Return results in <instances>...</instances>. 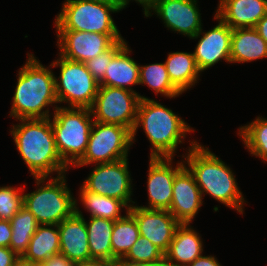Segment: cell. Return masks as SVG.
Segmentation results:
<instances>
[{
    "label": "cell",
    "instance_id": "cell-1",
    "mask_svg": "<svg viewBox=\"0 0 267 266\" xmlns=\"http://www.w3.org/2000/svg\"><path fill=\"white\" fill-rule=\"evenodd\" d=\"M187 150L181 156L201 190L202 197L209 194L216 201L243 215L247 201L230 166L211 152L209 147H204L196 140L190 141Z\"/></svg>",
    "mask_w": 267,
    "mask_h": 266
},
{
    "label": "cell",
    "instance_id": "cell-2",
    "mask_svg": "<svg viewBox=\"0 0 267 266\" xmlns=\"http://www.w3.org/2000/svg\"><path fill=\"white\" fill-rule=\"evenodd\" d=\"M27 55V61L17 71V84L9 113L16 121L49 118L52 115L49 107L54 106V111L59 107L55 105L58 104V100L51 64L45 67L34 54Z\"/></svg>",
    "mask_w": 267,
    "mask_h": 266
},
{
    "label": "cell",
    "instance_id": "cell-3",
    "mask_svg": "<svg viewBox=\"0 0 267 266\" xmlns=\"http://www.w3.org/2000/svg\"><path fill=\"white\" fill-rule=\"evenodd\" d=\"M10 129L16 149L33 177L67 174L68 167L56 148L51 117L45 119H17ZM66 172V173H65Z\"/></svg>",
    "mask_w": 267,
    "mask_h": 266
},
{
    "label": "cell",
    "instance_id": "cell-4",
    "mask_svg": "<svg viewBox=\"0 0 267 266\" xmlns=\"http://www.w3.org/2000/svg\"><path fill=\"white\" fill-rule=\"evenodd\" d=\"M142 126V127H141ZM143 128L151 143L152 158H174L178 145L183 144L186 134L195 132L181 117L155 99H140L137 120L132 131V144L138 128Z\"/></svg>",
    "mask_w": 267,
    "mask_h": 266
},
{
    "label": "cell",
    "instance_id": "cell-5",
    "mask_svg": "<svg viewBox=\"0 0 267 266\" xmlns=\"http://www.w3.org/2000/svg\"><path fill=\"white\" fill-rule=\"evenodd\" d=\"M66 179V174L35 177L37 189L23 193V206L35 216L39 224L58 225L76 213V199L66 185Z\"/></svg>",
    "mask_w": 267,
    "mask_h": 266
},
{
    "label": "cell",
    "instance_id": "cell-6",
    "mask_svg": "<svg viewBox=\"0 0 267 266\" xmlns=\"http://www.w3.org/2000/svg\"><path fill=\"white\" fill-rule=\"evenodd\" d=\"M51 117L58 153L63 162L72 168L87 148L94 122L91 109L59 105Z\"/></svg>",
    "mask_w": 267,
    "mask_h": 266
},
{
    "label": "cell",
    "instance_id": "cell-7",
    "mask_svg": "<svg viewBox=\"0 0 267 266\" xmlns=\"http://www.w3.org/2000/svg\"><path fill=\"white\" fill-rule=\"evenodd\" d=\"M120 11L119 4L65 0L56 15L55 29L121 35L111 16Z\"/></svg>",
    "mask_w": 267,
    "mask_h": 266
},
{
    "label": "cell",
    "instance_id": "cell-8",
    "mask_svg": "<svg viewBox=\"0 0 267 266\" xmlns=\"http://www.w3.org/2000/svg\"><path fill=\"white\" fill-rule=\"evenodd\" d=\"M51 67H59V77L55 75V91L58 104L64 107L91 108L99 89V83L87 70L85 63L72 61L58 55Z\"/></svg>",
    "mask_w": 267,
    "mask_h": 266
},
{
    "label": "cell",
    "instance_id": "cell-9",
    "mask_svg": "<svg viewBox=\"0 0 267 266\" xmlns=\"http://www.w3.org/2000/svg\"><path fill=\"white\" fill-rule=\"evenodd\" d=\"M132 145V131L129 128L94 121L86 151L73 167L111 163L128 158Z\"/></svg>",
    "mask_w": 267,
    "mask_h": 266
},
{
    "label": "cell",
    "instance_id": "cell-10",
    "mask_svg": "<svg viewBox=\"0 0 267 266\" xmlns=\"http://www.w3.org/2000/svg\"><path fill=\"white\" fill-rule=\"evenodd\" d=\"M140 99H145V96L138 92L100 85L90 108L93 120L105 124H117L133 131Z\"/></svg>",
    "mask_w": 267,
    "mask_h": 266
},
{
    "label": "cell",
    "instance_id": "cell-11",
    "mask_svg": "<svg viewBox=\"0 0 267 266\" xmlns=\"http://www.w3.org/2000/svg\"><path fill=\"white\" fill-rule=\"evenodd\" d=\"M94 166L82 186L97 195L121 200L128 208H131L136 202L131 198L133 179L129 171L128 158Z\"/></svg>",
    "mask_w": 267,
    "mask_h": 266
},
{
    "label": "cell",
    "instance_id": "cell-12",
    "mask_svg": "<svg viewBox=\"0 0 267 266\" xmlns=\"http://www.w3.org/2000/svg\"><path fill=\"white\" fill-rule=\"evenodd\" d=\"M59 55L77 62L85 63L108 50L121 35H106L95 32L56 30Z\"/></svg>",
    "mask_w": 267,
    "mask_h": 266
},
{
    "label": "cell",
    "instance_id": "cell-13",
    "mask_svg": "<svg viewBox=\"0 0 267 266\" xmlns=\"http://www.w3.org/2000/svg\"><path fill=\"white\" fill-rule=\"evenodd\" d=\"M155 13L165 27L190 39L202 29L198 0H160L146 16Z\"/></svg>",
    "mask_w": 267,
    "mask_h": 266
},
{
    "label": "cell",
    "instance_id": "cell-14",
    "mask_svg": "<svg viewBox=\"0 0 267 266\" xmlns=\"http://www.w3.org/2000/svg\"><path fill=\"white\" fill-rule=\"evenodd\" d=\"M173 158L149 157L147 178V209L169 210L172 201L175 174L185 165L183 160L174 167Z\"/></svg>",
    "mask_w": 267,
    "mask_h": 266
},
{
    "label": "cell",
    "instance_id": "cell-15",
    "mask_svg": "<svg viewBox=\"0 0 267 266\" xmlns=\"http://www.w3.org/2000/svg\"><path fill=\"white\" fill-rule=\"evenodd\" d=\"M214 19L218 24L207 32L203 28L191 39H198V43L193 52L200 72L214 66L221 60L231 63V35L232 29L214 14ZM203 36H200L202 35Z\"/></svg>",
    "mask_w": 267,
    "mask_h": 266
},
{
    "label": "cell",
    "instance_id": "cell-16",
    "mask_svg": "<svg viewBox=\"0 0 267 266\" xmlns=\"http://www.w3.org/2000/svg\"><path fill=\"white\" fill-rule=\"evenodd\" d=\"M135 204L128 212L134 217L140 235L166 253L180 223L169 210L147 209Z\"/></svg>",
    "mask_w": 267,
    "mask_h": 266
},
{
    "label": "cell",
    "instance_id": "cell-17",
    "mask_svg": "<svg viewBox=\"0 0 267 266\" xmlns=\"http://www.w3.org/2000/svg\"><path fill=\"white\" fill-rule=\"evenodd\" d=\"M169 212L180 224H191L204 201L192 173L184 165L176 174Z\"/></svg>",
    "mask_w": 267,
    "mask_h": 266
},
{
    "label": "cell",
    "instance_id": "cell-18",
    "mask_svg": "<svg viewBox=\"0 0 267 266\" xmlns=\"http://www.w3.org/2000/svg\"><path fill=\"white\" fill-rule=\"evenodd\" d=\"M77 202L76 213L58 224L60 252L73 263L91 259L85 218Z\"/></svg>",
    "mask_w": 267,
    "mask_h": 266
},
{
    "label": "cell",
    "instance_id": "cell-19",
    "mask_svg": "<svg viewBox=\"0 0 267 266\" xmlns=\"http://www.w3.org/2000/svg\"><path fill=\"white\" fill-rule=\"evenodd\" d=\"M267 14V0H219L215 15L231 29L255 27Z\"/></svg>",
    "mask_w": 267,
    "mask_h": 266
},
{
    "label": "cell",
    "instance_id": "cell-20",
    "mask_svg": "<svg viewBox=\"0 0 267 266\" xmlns=\"http://www.w3.org/2000/svg\"><path fill=\"white\" fill-rule=\"evenodd\" d=\"M203 246L201 235L189 223L180 224L165 253V263L167 266H188L203 255Z\"/></svg>",
    "mask_w": 267,
    "mask_h": 266
},
{
    "label": "cell",
    "instance_id": "cell-21",
    "mask_svg": "<svg viewBox=\"0 0 267 266\" xmlns=\"http://www.w3.org/2000/svg\"><path fill=\"white\" fill-rule=\"evenodd\" d=\"M131 48L126 43L111 59L99 85L117 87L137 92L131 88L139 85V64L131 58ZM131 86V87H130Z\"/></svg>",
    "mask_w": 267,
    "mask_h": 266
},
{
    "label": "cell",
    "instance_id": "cell-22",
    "mask_svg": "<svg viewBox=\"0 0 267 266\" xmlns=\"http://www.w3.org/2000/svg\"><path fill=\"white\" fill-rule=\"evenodd\" d=\"M267 58V43L254 27L232 29L231 63H248Z\"/></svg>",
    "mask_w": 267,
    "mask_h": 266
},
{
    "label": "cell",
    "instance_id": "cell-23",
    "mask_svg": "<svg viewBox=\"0 0 267 266\" xmlns=\"http://www.w3.org/2000/svg\"><path fill=\"white\" fill-rule=\"evenodd\" d=\"M172 84L184 93L200 80L201 74L191 52H170L164 62Z\"/></svg>",
    "mask_w": 267,
    "mask_h": 266
},
{
    "label": "cell",
    "instance_id": "cell-24",
    "mask_svg": "<svg viewBox=\"0 0 267 266\" xmlns=\"http://www.w3.org/2000/svg\"><path fill=\"white\" fill-rule=\"evenodd\" d=\"M59 252L58 225L39 224L21 259L30 263H42Z\"/></svg>",
    "mask_w": 267,
    "mask_h": 266
},
{
    "label": "cell",
    "instance_id": "cell-25",
    "mask_svg": "<svg viewBox=\"0 0 267 266\" xmlns=\"http://www.w3.org/2000/svg\"><path fill=\"white\" fill-rule=\"evenodd\" d=\"M87 227L88 244L91 259H101L113 263L111 246L114 221L100 217H89Z\"/></svg>",
    "mask_w": 267,
    "mask_h": 266
},
{
    "label": "cell",
    "instance_id": "cell-26",
    "mask_svg": "<svg viewBox=\"0 0 267 266\" xmlns=\"http://www.w3.org/2000/svg\"><path fill=\"white\" fill-rule=\"evenodd\" d=\"M79 189V200L82 202L81 205H83L85 210L90 213V217H100L116 221L124 216L121 215L122 208L126 211L129 210L121 200L97 195L96 193L87 191L82 185Z\"/></svg>",
    "mask_w": 267,
    "mask_h": 266
},
{
    "label": "cell",
    "instance_id": "cell-27",
    "mask_svg": "<svg viewBox=\"0 0 267 266\" xmlns=\"http://www.w3.org/2000/svg\"><path fill=\"white\" fill-rule=\"evenodd\" d=\"M126 215L114 221V228L111 237L113 251V263L119 261L128 253L133 244L140 236L137 223L134 217L125 211Z\"/></svg>",
    "mask_w": 267,
    "mask_h": 266
},
{
    "label": "cell",
    "instance_id": "cell-28",
    "mask_svg": "<svg viewBox=\"0 0 267 266\" xmlns=\"http://www.w3.org/2000/svg\"><path fill=\"white\" fill-rule=\"evenodd\" d=\"M12 235L9 247L21 258L29 245L39 223L24 206L10 220Z\"/></svg>",
    "mask_w": 267,
    "mask_h": 266
},
{
    "label": "cell",
    "instance_id": "cell-29",
    "mask_svg": "<svg viewBox=\"0 0 267 266\" xmlns=\"http://www.w3.org/2000/svg\"><path fill=\"white\" fill-rule=\"evenodd\" d=\"M147 85L152 91L167 98L179 97L182 93L172 84L165 63L139 65V85Z\"/></svg>",
    "mask_w": 267,
    "mask_h": 266
},
{
    "label": "cell",
    "instance_id": "cell-30",
    "mask_svg": "<svg viewBox=\"0 0 267 266\" xmlns=\"http://www.w3.org/2000/svg\"><path fill=\"white\" fill-rule=\"evenodd\" d=\"M238 135L251 155L267 163V119L261 116L240 126Z\"/></svg>",
    "mask_w": 267,
    "mask_h": 266
},
{
    "label": "cell",
    "instance_id": "cell-31",
    "mask_svg": "<svg viewBox=\"0 0 267 266\" xmlns=\"http://www.w3.org/2000/svg\"><path fill=\"white\" fill-rule=\"evenodd\" d=\"M154 261H165V253L155 246L150 240L140 235L119 263H141Z\"/></svg>",
    "mask_w": 267,
    "mask_h": 266
},
{
    "label": "cell",
    "instance_id": "cell-32",
    "mask_svg": "<svg viewBox=\"0 0 267 266\" xmlns=\"http://www.w3.org/2000/svg\"><path fill=\"white\" fill-rule=\"evenodd\" d=\"M24 187L0 186V220L10 221L23 206Z\"/></svg>",
    "mask_w": 267,
    "mask_h": 266
},
{
    "label": "cell",
    "instance_id": "cell-33",
    "mask_svg": "<svg viewBox=\"0 0 267 266\" xmlns=\"http://www.w3.org/2000/svg\"><path fill=\"white\" fill-rule=\"evenodd\" d=\"M126 40L116 41L108 50L85 62L87 70L100 83L104 79L105 71L112 57L126 44Z\"/></svg>",
    "mask_w": 267,
    "mask_h": 266
},
{
    "label": "cell",
    "instance_id": "cell-34",
    "mask_svg": "<svg viewBox=\"0 0 267 266\" xmlns=\"http://www.w3.org/2000/svg\"><path fill=\"white\" fill-rule=\"evenodd\" d=\"M19 259L10 247H0V266H15Z\"/></svg>",
    "mask_w": 267,
    "mask_h": 266
},
{
    "label": "cell",
    "instance_id": "cell-35",
    "mask_svg": "<svg viewBox=\"0 0 267 266\" xmlns=\"http://www.w3.org/2000/svg\"><path fill=\"white\" fill-rule=\"evenodd\" d=\"M12 235L10 221L0 220V247H9Z\"/></svg>",
    "mask_w": 267,
    "mask_h": 266
},
{
    "label": "cell",
    "instance_id": "cell-36",
    "mask_svg": "<svg viewBox=\"0 0 267 266\" xmlns=\"http://www.w3.org/2000/svg\"><path fill=\"white\" fill-rule=\"evenodd\" d=\"M74 263L70 261L61 252L52 255L46 261L40 263V266H73Z\"/></svg>",
    "mask_w": 267,
    "mask_h": 266
},
{
    "label": "cell",
    "instance_id": "cell-37",
    "mask_svg": "<svg viewBox=\"0 0 267 266\" xmlns=\"http://www.w3.org/2000/svg\"><path fill=\"white\" fill-rule=\"evenodd\" d=\"M118 1L121 10L125 9L127 5H129L130 1H135L144 8L143 14L146 17L160 0H118Z\"/></svg>",
    "mask_w": 267,
    "mask_h": 266
},
{
    "label": "cell",
    "instance_id": "cell-38",
    "mask_svg": "<svg viewBox=\"0 0 267 266\" xmlns=\"http://www.w3.org/2000/svg\"><path fill=\"white\" fill-rule=\"evenodd\" d=\"M188 266H222L217 258L212 255H201L197 259H195L192 263H190Z\"/></svg>",
    "mask_w": 267,
    "mask_h": 266
},
{
    "label": "cell",
    "instance_id": "cell-39",
    "mask_svg": "<svg viewBox=\"0 0 267 266\" xmlns=\"http://www.w3.org/2000/svg\"><path fill=\"white\" fill-rule=\"evenodd\" d=\"M73 266H117V264L101 259H90L76 262Z\"/></svg>",
    "mask_w": 267,
    "mask_h": 266
},
{
    "label": "cell",
    "instance_id": "cell-40",
    "mask_svg": "<svg viewBox=\"0 0 267 266\" xmlns=\"http://www.w3.org/2000/svg\"><path fill=\"white\" fill-rule=\"evenodd\" d=\"M254 28L267 43V14L260 19Z\"/></svg>",
    "mask_w": 267,
    "mask_h": 266
},
{
    "label": "cell",
    "instance_id": "cell-41",
    "mask_svg": "<svg viewBox=\"0 0 267 266\" xmlns=\"http://www.w3.org/2000/svg\"><path fill=\"white\" fill-rule=\"evenodd\" d=\"M117 266H167L165 261L141 262V263H118Z\"/></svg>",
    "mask_w": 267,
    "mask_h": 266
},
{
    "label": "cell",
    "instance_id": "cell-42",
    "mask_svg": "<svg viewBox=\"0 0 267 266\" xmlns=\"http://www.w3.org/2000/svg\"><path fill=\"white\" fill-rule=\"evenodd\" d=\"M15 266H40V263H30V262H26L23 259H19Z\"/></svg>",
    "mask_w": 267,
    "mask_h": 266
},
{
    "label": "cell",
    "instance_id": "cell-43",
    "mask_svg": "<svg viewBox=\"0 0 267 266\" xmlns=\"http://www.w3.org/2000/svg\"><path fill=\"white\" fill-rule=\"evenodd\" d=\"M76 1H90V2L106 3V4H119L118 0H76Z\"/></svg>",
    "mask_w": 267,
    "mask_h": 266
}]
</instances>
